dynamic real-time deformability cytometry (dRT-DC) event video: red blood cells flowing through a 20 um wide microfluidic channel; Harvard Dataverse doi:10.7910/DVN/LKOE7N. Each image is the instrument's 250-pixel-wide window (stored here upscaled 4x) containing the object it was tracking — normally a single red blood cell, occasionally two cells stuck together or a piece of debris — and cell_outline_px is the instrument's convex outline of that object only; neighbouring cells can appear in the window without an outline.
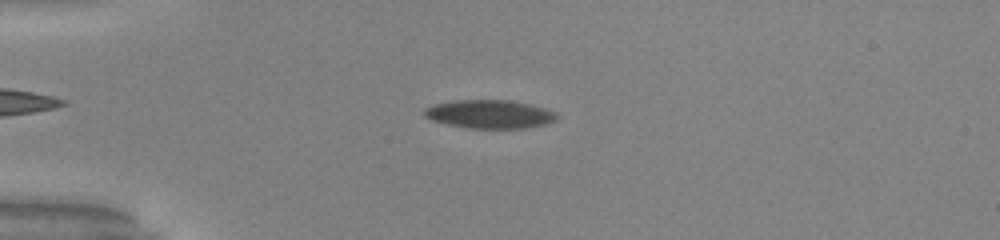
{"species": "common noctule bat (a hibernating species)", "species_latin": "Nyctalus noctula", "temperature_condition": "warm", "stored_images_in_passage": 55, "camera_frame_rate_fps": 3000, "um_per_image_px": 0.085, "animal": {"sex": "male", "body_mass_g": 20.0, "forearm_length_mm": 53.3}, "frame": {"image": 1, "passage_image": 15, "time_ms": 4.667, "image_size_px": [1000, 240], "cell_outline_px": [[556, 120], [544, 124], [524, 128], [472, 128], [448, 124], [432, 120], [424, 116], [424, 108], [432, 104], [456, 100], [508, 100], [528, 104], [544, 108], [556, 112]], "centroid_in_image_um": [41.58, 9.69], "position_along_channel_um": 43.4, "area_um2": 21.73}}
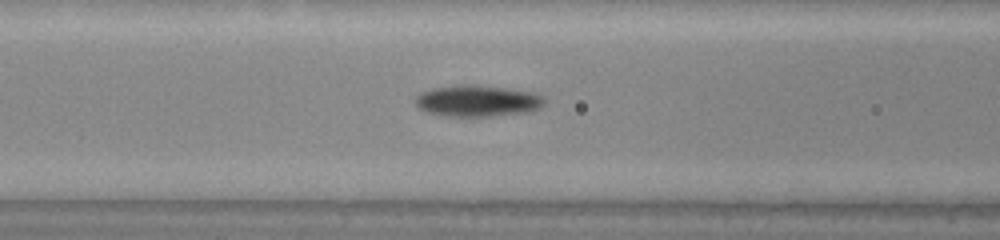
{"frame": {"image": 2, "passage_image": 24, "time_ms": 7.667, "image_size_px": [1000, 240], "cell_outline_px": [[544, 100], [536, 108], [524, 112], [488, 116], [448, 116], [428, 112], [420, 108], [416, 104], [416, 96], [420, 92], [432, 88], [504, 88], [528, 92], [540, 96]], "centroid_in_image_um": [40.51, 8.63], "position_along_channel_um": 126.1, "area_um2": 21.73}}
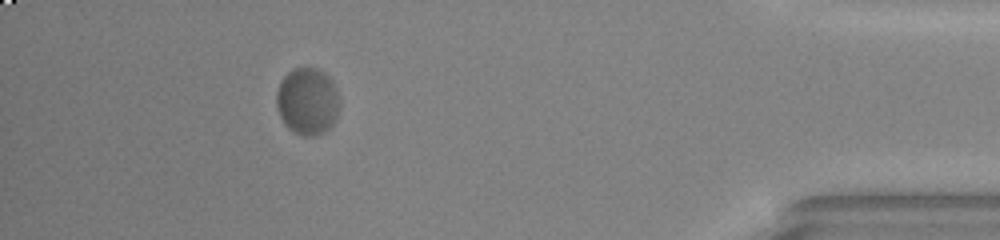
{"frame": {"image": 3, "passage_image": 50, "time_ms": 16.333, "image_size_px": [1000, 240], "cell_outline_px": [[336, 116], [332, 124], [324, 132], [316, 136], [304, 136], [288, 128], [284, 124], [276, 108], [276, 92], [284, 76], [288, 72], [296, 68], [316, 68], [324, 72], [332, 80], [336, 92]], "centroid_in_image_um": [26.08, 8.61], "position_along_channel_um": 409.1, "area_um2": 24.22}, "authors_computed_cell_mechanics": {"area_um2": 22.831, "velocity_mm_per_s": 3.8252, "shape_relaxation_time_tau1_ms": 3.1478, "shape_relaxation_time_tau2_ms": null, "deformation_change_tau1": 0.2042, "deformation_change_tau2": null}}